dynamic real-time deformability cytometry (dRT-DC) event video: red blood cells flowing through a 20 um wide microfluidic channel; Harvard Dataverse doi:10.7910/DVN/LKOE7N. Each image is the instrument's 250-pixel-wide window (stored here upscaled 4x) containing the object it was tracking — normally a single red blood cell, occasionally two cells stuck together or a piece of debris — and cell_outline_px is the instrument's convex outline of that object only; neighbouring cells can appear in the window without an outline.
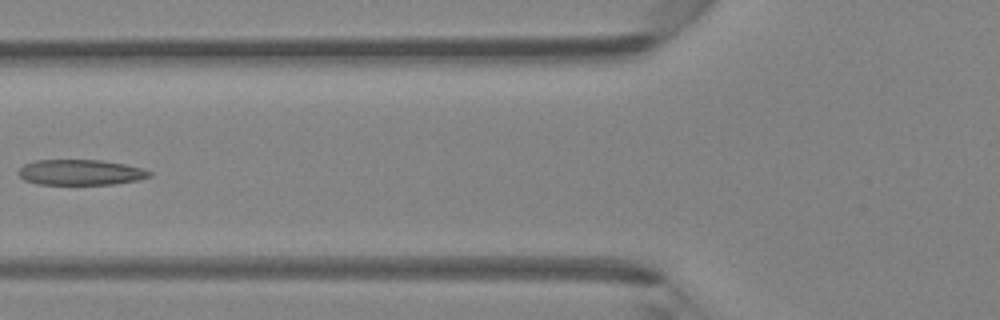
{"species": "Egyptian fruit bat (a non-hibernating species)", "species_latin": "Rousettus aegyptiacus", "temperature_condition": "room temperature", "stored_images_in_passage": 5, "camera_frame_rate_fps": 3000, "um_per_image_px": 0.085, "animal": {"sex": "female"}, "frame": {"image": 1, "passage_image": 5, "time_ms": 4.333, "image_size_px": [1000, 320], "cell_outline_px": [[152, 176], [136, 180], [116, 184], [36, 184], [24, 180], [16, 172], [24, 164], [36, 160], [100, 160], [124, 164], [144, 168], [152, 172]], "centroid_in_image_um": [6.84, 14.65], "position_along_channel_um": 119.0, "area_um2": 19.54}}